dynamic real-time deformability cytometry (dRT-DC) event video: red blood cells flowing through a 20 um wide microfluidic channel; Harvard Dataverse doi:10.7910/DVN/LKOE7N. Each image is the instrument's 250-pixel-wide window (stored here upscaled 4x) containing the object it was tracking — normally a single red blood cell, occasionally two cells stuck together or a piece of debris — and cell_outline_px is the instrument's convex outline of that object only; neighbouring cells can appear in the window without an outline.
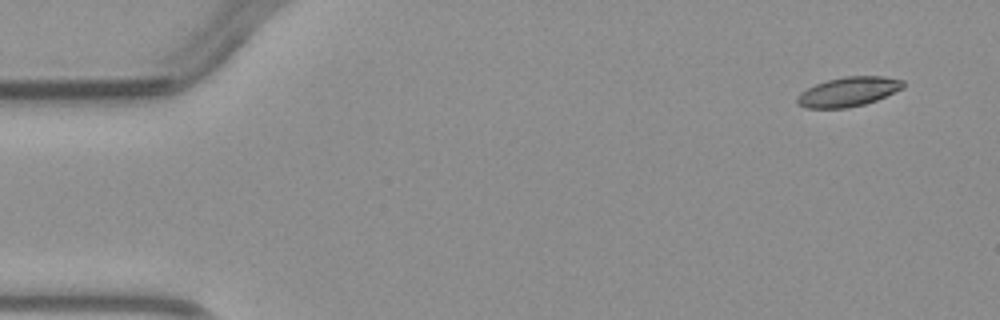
{"species": "common noctule bat (a hibernating species)", "species_latin": "Nyctalus noctula", "temperature_condition": "warm", "stored_images_in_passage": 4, "camera_frame_rate_fps": 3000, "um_per_image_px": 0.085, "animal": {"sex": "male", "body_mass_g": 23.1, "forearm_length_mm": 52.7}, "frame": {"image": 1, "passage_image": 1, "time_ms": 0.0, "image_size_px": [1000, 320], "cell_outline_px": [[904, 88], [876, 100], [864, 104], [848, 108], [804, 108], [796, 104], [796, 96], [800, 92], [816, 84], [828, 80], [844, 76], [884, 76], [904, 80]], "centroid_in_image_um": [72.09, 7.8], "position_along_channel_um": 12.9, "area_um2": 18.32}}
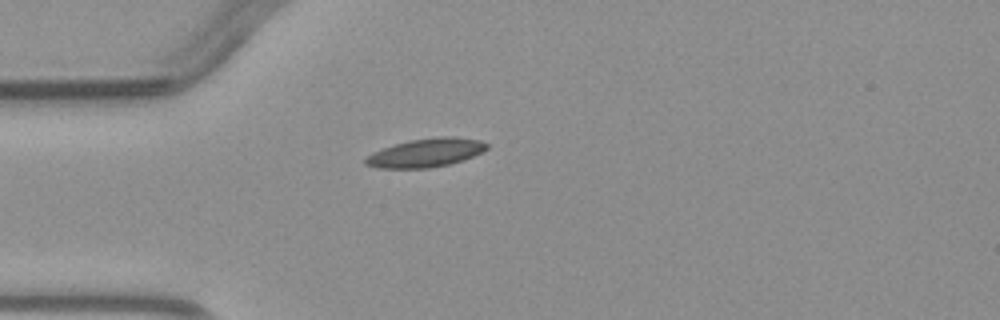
{"frame": {"image": 2, "passage_image": 4, "time_ms": 3.333, "image_size_px": [1000, 320], "cell_outline_px": [[488, 148], [472, 156], [448, 164], [428, 168], [380, 168], [364, 164], [364, 160], [372, 152], [396, 144], [412, 140], [440, 136], [452, 136], [480, 140], [488, 144]], "centroid_in_image_um": [36.19, 12.98], "position_along_channel_um": 48.8, "area_um2": 19.83}}